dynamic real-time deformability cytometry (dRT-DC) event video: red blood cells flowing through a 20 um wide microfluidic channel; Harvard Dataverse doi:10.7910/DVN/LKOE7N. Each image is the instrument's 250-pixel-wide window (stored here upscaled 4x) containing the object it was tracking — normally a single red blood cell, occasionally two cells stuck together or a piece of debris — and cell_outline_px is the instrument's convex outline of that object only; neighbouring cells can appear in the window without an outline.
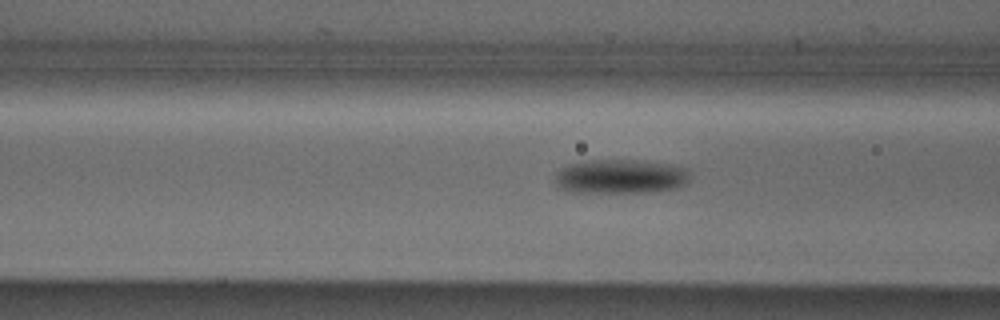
{"species": "Egyptian fruit bat (a non-hibernating species)", "species_latin": "Rousettus aegyptiacus", "temperature_condition": "cold", "stored_images_in_passage": 6, "camera_frame_rate_fps": 3000, "um_per_image_px": 0.085, "animal": {"sex": "male"}, "frame": {"image": 1, "passage_image": 4, "time_ms": 1.0, "image_size_px": [1000, 320], "cell_outline_px": [[688, 180], [684, 184], [676, 188], [644, 192], [568, 192], [556, 188], [556, 172], [560, 168], [568, 164], [584, 160], [644, 160], [676, 164], [684, 168], [688, 172]], "centroid_in_image_um": [52.69, 14.99], "position_along_channel_um": 113.9, "area_um2": 27.28}}